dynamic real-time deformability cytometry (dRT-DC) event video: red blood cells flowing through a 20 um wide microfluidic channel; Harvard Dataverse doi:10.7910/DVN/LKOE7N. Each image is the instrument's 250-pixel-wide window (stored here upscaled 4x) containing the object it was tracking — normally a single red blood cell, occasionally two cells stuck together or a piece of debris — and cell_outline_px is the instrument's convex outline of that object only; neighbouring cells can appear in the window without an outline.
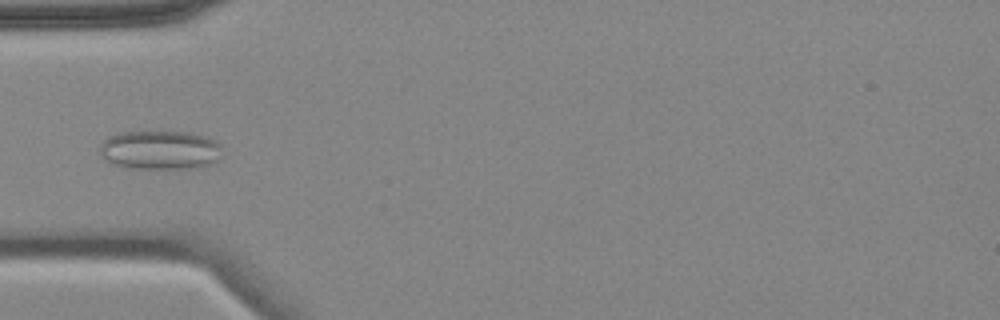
{"species": "common noctule bat (a hibernating species)", "species_latin": "Nyctalus noctula", "temperature_condition": "cold", "stored_images_in_passage": 6, "camera_frame_rate_fps": 3000, "um_per_image_px": 0.085, "animal": {"sex": "female", "body_mass_g": 18.4}, "frame": {"image": 1, "passage_image": 3, "time_ms": 2.333, "image_size_px": [1000, 320], "cell_outline_px": [[220, 148], [216, 160], [208, 164], [196, 168], [128, 168], [116, 164], [100, 156], [100, 144], [108, 136], [120, 132], [188, 132], [208, 136], [216, 140], [220, 144]], "centroid_in_image_um": [13.58, 12.73], "position_along_channel_um": 71.4, "area_um2": 27.63}}